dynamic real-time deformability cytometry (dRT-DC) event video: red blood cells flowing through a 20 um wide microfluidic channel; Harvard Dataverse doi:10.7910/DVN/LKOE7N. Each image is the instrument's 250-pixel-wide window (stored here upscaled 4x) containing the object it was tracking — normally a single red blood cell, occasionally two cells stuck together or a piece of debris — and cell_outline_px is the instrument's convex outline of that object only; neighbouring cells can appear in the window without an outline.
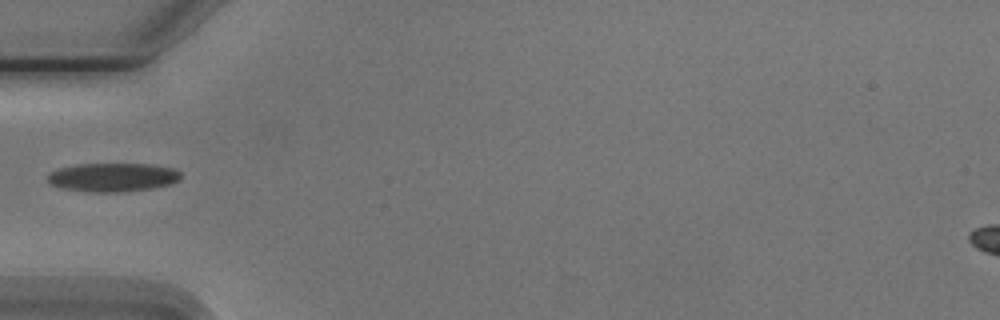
{"species": "Egyptian fruit bat (a non-hibernating species)", "species_latin": "Rousettus aegyptiacus", "temperature_condition": "cold", "stored_images_in_passage": 4, "camera_frame_rate_fps": 3000, "um_per_image_px": 0.085, "animal": {"sex": "male"}, "frame": {"image": 1, "passage_image": 4, "time_ms": 3.667, "image_size_px": [1000, 320], "cell_outline_px": [[180, 180], [168, 184], [152, 188], [124, 192], [88, 192], [60, 188], [52, 184], [48, 180], [48, 176], [52, 172], [60, 168], [76, 164], [152, 164], [176, 168], [180, 172]], "centroid_in_image_um": [9.62, 15.07], "position_along_channel_um": 75.4, "area_um2": 22.31}}